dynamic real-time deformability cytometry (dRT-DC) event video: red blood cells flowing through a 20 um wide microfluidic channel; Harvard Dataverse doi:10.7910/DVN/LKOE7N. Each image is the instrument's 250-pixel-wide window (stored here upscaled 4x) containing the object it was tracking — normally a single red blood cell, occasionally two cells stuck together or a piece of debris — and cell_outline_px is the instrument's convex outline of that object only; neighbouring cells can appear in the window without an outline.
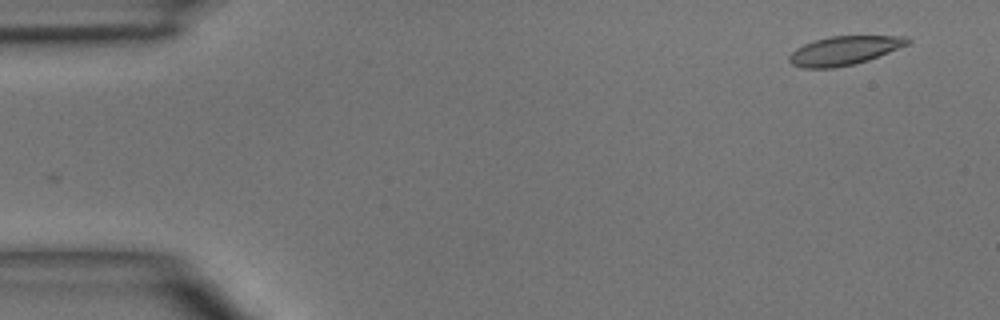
{"species": "common noctule bat (a hibernating species)", "species_latin": "Nyctalus noctula", "temperature_condition": "room temperature", "stored_images_in_passage": 3, "camera_frame_rate_fps": 3000, "um_per_image_px": 0.085, "animal": {"sex": "male", "body_mass_g": 15.6}, "frame": {"image": 1, "passage_image": 1, "time_ms": 0.0, "image_size_px": [1000, 320], "cell_outline_px": [[912, 40], [908, 44], [868, 60], [836, 68], [804, 68], [792, 64], [788, 60], [788, 56], [796, 48], [804, 44], [816, 40], [832, 36], [908, 36]], "centroid_in_image_um": [71.75, 4.3], "position_along_channel_um": 13.3, "area_um2": 19.71}}